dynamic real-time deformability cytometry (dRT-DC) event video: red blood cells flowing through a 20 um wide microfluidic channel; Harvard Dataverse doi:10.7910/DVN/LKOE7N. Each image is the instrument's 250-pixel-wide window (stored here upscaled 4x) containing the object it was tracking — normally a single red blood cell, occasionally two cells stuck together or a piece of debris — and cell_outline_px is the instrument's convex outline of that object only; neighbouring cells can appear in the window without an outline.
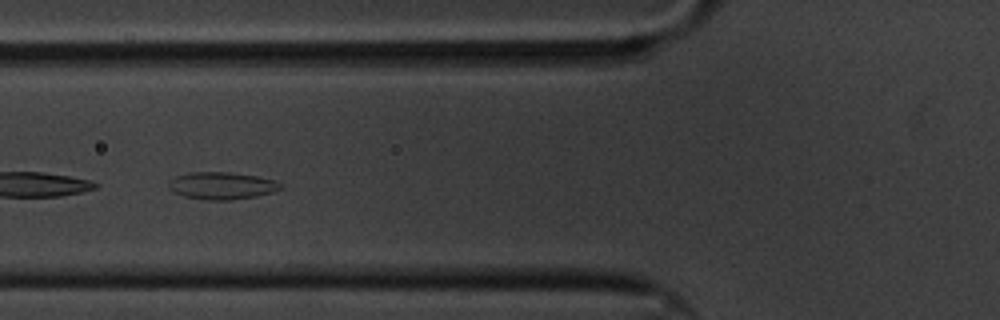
{"species": "common noctule bat (a hibernating species)", "species_latin": "Nyctalus noctula", "temperature_condition": "cold", "stored_images_in_passage": 28, "camera_frame_rate_fps": 3000, "um_per_image_px": 0.085, "animal": {"sex": "male", "body_mass_g": 20.1, "forearm_length_mm": 53.5}, "frame": {"image": 1, "passage_image": 9, "time_ms": 2.667, "image_size_px": [1000, 320], "cell_outline_px": [[280, 188], [272, 192], [256, 196], [232, 200], [208, 200], [184, 196], [176, 192], [168, 184], [168, 180], [176, 176], [188, 172], [228, 172], [260, 176], [272, 180], [280, 184]], "centroid_in_image_um": [18.84, 15.77], "position_along_channel_um": 107.0, "area_um2": 17.57}}
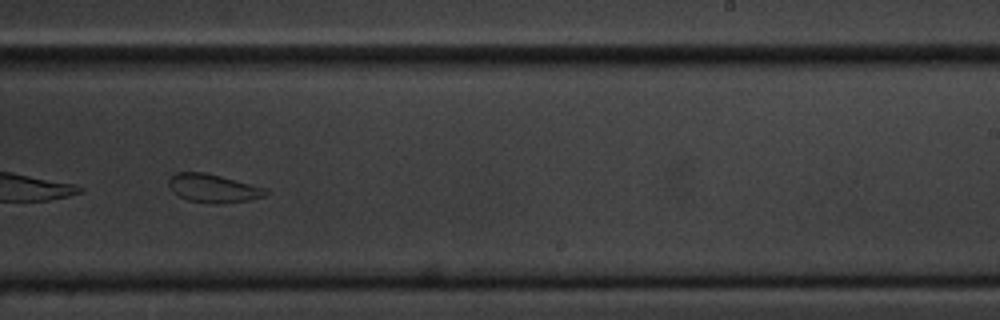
{"frame": {"image": 2, "passage_image": 24, "time_ms": 7.667, "image_size_px": [1000, 320], "cell_outline_px": [[268, 192], [264, 196], [248, 200], [216, 204], [212, 204], [188, 200], [172, 192], [168, 188], [168, 180], [176, 172], [204, 172], [268, 188]], "centroid_in_image_um": [18.1, 16.0], "position_along_channel_um": 270.9, "area_um2": 16.07}}
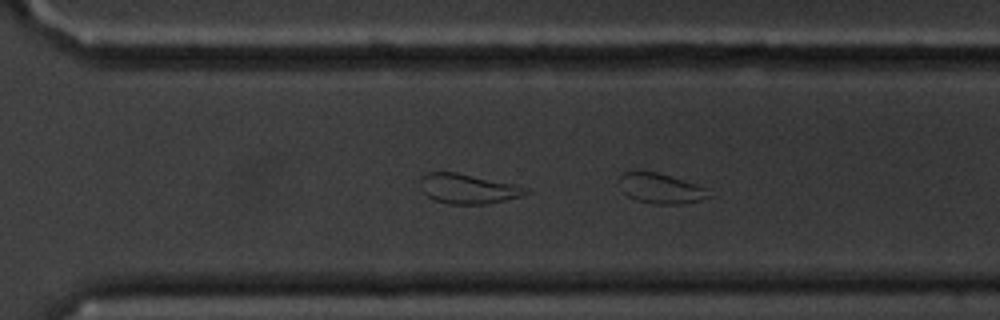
{"frame": {"image": 3, "passage_image": 28, "time_ms": 9.0, "image_size_px": [1000, 320], "cell_outline_px": [[716, 196], [700, 200], [680, 204], [652, 204], [636, 200], [628, 196], [624, 192], [620, 176], [624, 172], [656, 172], [696, 184], [708, 188]], "centroid_in_image_um": [56.27, 16.05], "position_along_channel_um": 314.3, "area_um2": 15.61}}